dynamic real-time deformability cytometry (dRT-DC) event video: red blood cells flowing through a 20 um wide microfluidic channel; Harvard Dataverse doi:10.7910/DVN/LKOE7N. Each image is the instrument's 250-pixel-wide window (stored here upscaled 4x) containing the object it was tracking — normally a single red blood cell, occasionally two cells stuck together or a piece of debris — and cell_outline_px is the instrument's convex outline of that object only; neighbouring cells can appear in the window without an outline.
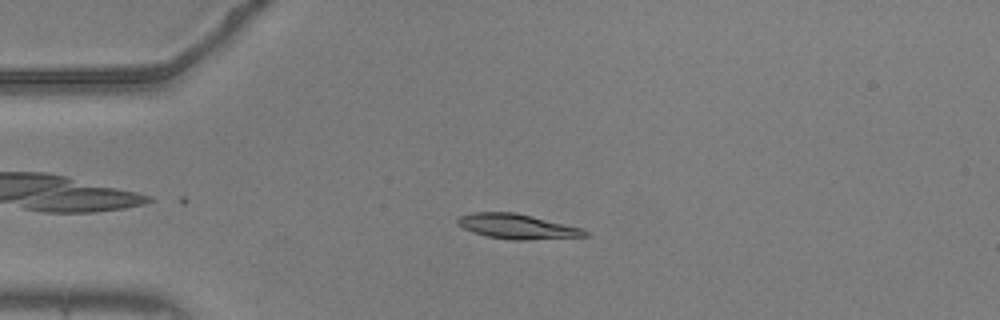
{"species": "common noctule bat (a hibernating species)", "species_latin": "Nyctalus noctula", "temperature_condition": "warm", "stored_images_in_passage": 40, "camera_frame_rate_fps": 3000, "um_per_image_px": 0.085, "animal": {"sex": "male", "body_mass_g": 20.5, "forearm_length_mm": 52.5}, "frame": {"image": 1, "passage_image": 11, "time_ms": 3.333, "image_size_px": [1000, 320], "cell_outline_px": [[588, 236], [524, 240], [512, 240], [488, 236], [472, 232], [456, 224], [456, 220], [460, 216], [472, 212], [516, 212], [580, 228], [588, 232]], "centroid_in_image_um": [43.9, 19.24], "position_along_channel_um": 41.1, "area_um2": 18.26}}
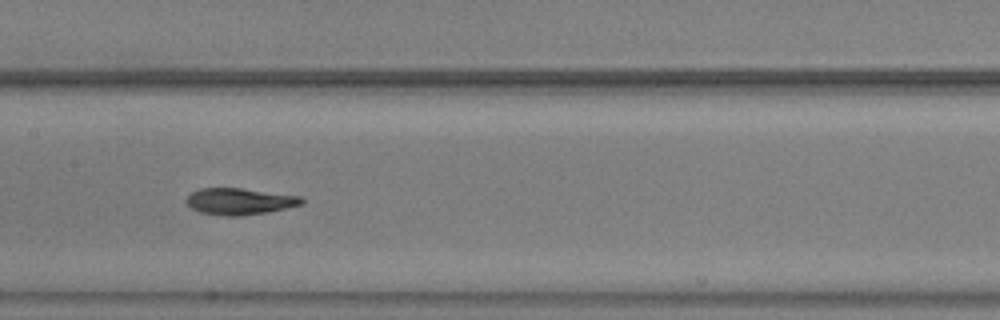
{"frame": {"image": 2, "passage_image": 25, "time_ms": 8.0, "image_size_px": [1000, 320], "cell_outline_px": [[304, 204], [288, 208], [268, 212], [240, 216], [228, 216], [200, 212], [192, 208], [184, 200], [192, 192], [200, 188], [240, 188], [304, 196]], "centroid_in_image_um": [20.42, 17.11], "position_along_channel_um": 187.0, "area_um2": 17.98}}
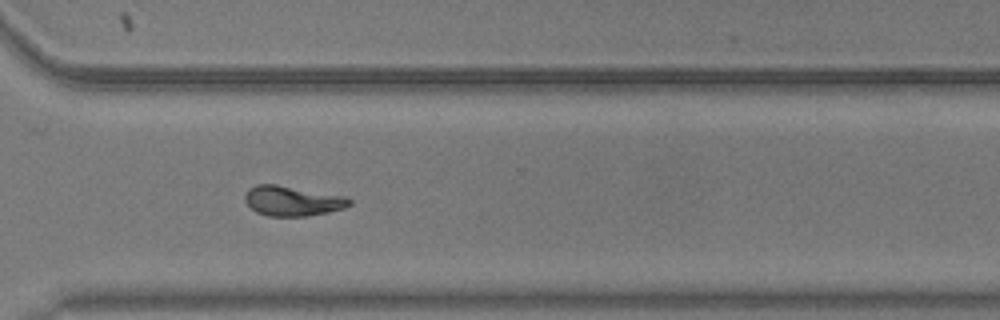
{"frame": {"image": 3, "passage_image": 38, "time_ms": 12.333, "image_size_px": [1000, 320], "cell_outline_px": [[352, 204], [344, 208], [328, 212], [308, 216], [268, 216], [256, 212], [244, 200], [244, 196], [248, 188], [256, 184], [276, 184], [344, 196], [352, 200]], "centroid_in_image_um": [24.84, 17.07], "position_along_channel_um": 345.8, "area_um2": 18.26}, "authors_computed_cell_mechanics": {"area_um2": 18.0914, "velocity_mm_per_s": 3.6782, "shape_relaxation_time_tau1_ms": 7.0368, "shape_relaxation_time_tau2_ms": 3.0616, "deformation_change_tau1": 0.2282, "deformation_change_tau2": 0.0672}}